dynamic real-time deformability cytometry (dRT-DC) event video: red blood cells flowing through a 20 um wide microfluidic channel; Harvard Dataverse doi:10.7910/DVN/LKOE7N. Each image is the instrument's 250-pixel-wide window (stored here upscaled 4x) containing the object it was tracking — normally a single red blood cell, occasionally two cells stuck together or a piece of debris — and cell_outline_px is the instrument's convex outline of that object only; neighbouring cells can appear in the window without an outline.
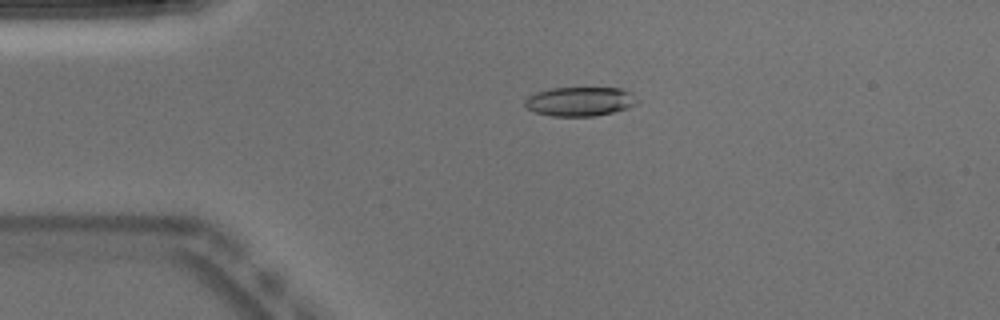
{"species": "Egyptian fruit bat (a non-hibernating species)", "species_latin": "Rousettus aegyptiacus", "temperature_condition": "warm", "stored_images_in_passage": 51, "camera_frame_rate_fps": 3000, "um_per_image_px": 0.085, "animal": {"sex": "male"}, "frame": {"image": 1, "passage_image": 11, "time_ms": 3.333, "image_size_px": [1000, 320], "cell_outline_px": [[640, 100], [636, 104], [628, 108], [612, 112], [592, 116], [552, 116], [532, 112], [524, 104], [524, 100], [528, 96], [536, 92], [552, 88], [620, 88], [632, 92]], "centroid_in_image_um": [49.3, 8.62], "position_along_channel_um": 35.7, "area_um2": 19.25}}
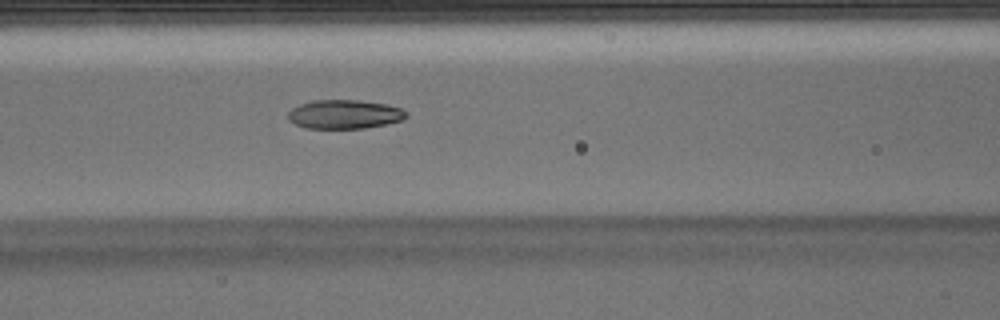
{"frame": {"image": 2, "passage_image": 21, "time_ms": 6.667, "image_size_px": [1000, 320], "cell_outline_px": [[408, 116], [404, 120], [364, 128], [304, 128], [288, 120], [288, 112], [292, 108], [300, 104], [312, 100], [360, 100], [384, 104], [400, 108], [408, 112]], "centroid_in_image_um": [29.27, 9.71], "position_along_channel_um": 137.3, "area_um2": 19.94}}
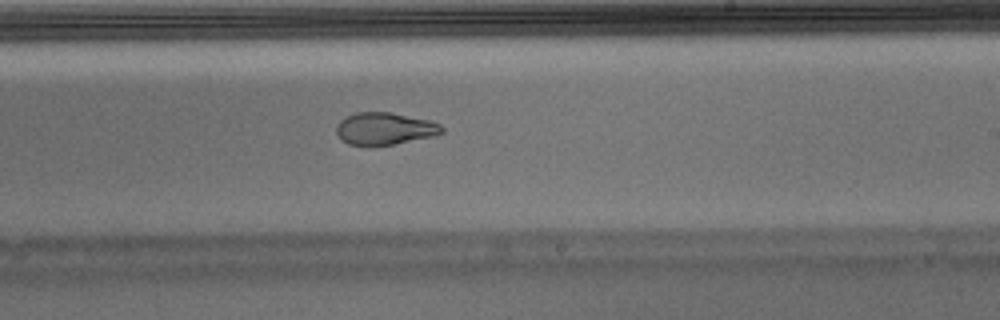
{"frame": {"image": 3, "passage_image": 30, "time_ms": 9.667, "image_size_px": [1000, 320], "cell_outline_px": [[444, 132], [432, 136], [392, 144], [368, 148], [348, 144], [336, 132], [336, 124], [340, 120], [356, 112], [392, 112], [428, 120], [440, 124], [444, 128]], "centroid_in_image_um": [32.67, 10.95], "position_along_channel_um": 256.3, "area_um2": 20.0}, "authors_computed_cell_mechanics": {"area_um2": 20.808, "velocity_mm_per_s": 3.9676, "shape_relaxation_time_tau1_ms": null, "shape_relaxation_time_tau2_ms": 1.7938, "deformation_change_tau1": null, "deformation_change_tau2": 0.0812}}